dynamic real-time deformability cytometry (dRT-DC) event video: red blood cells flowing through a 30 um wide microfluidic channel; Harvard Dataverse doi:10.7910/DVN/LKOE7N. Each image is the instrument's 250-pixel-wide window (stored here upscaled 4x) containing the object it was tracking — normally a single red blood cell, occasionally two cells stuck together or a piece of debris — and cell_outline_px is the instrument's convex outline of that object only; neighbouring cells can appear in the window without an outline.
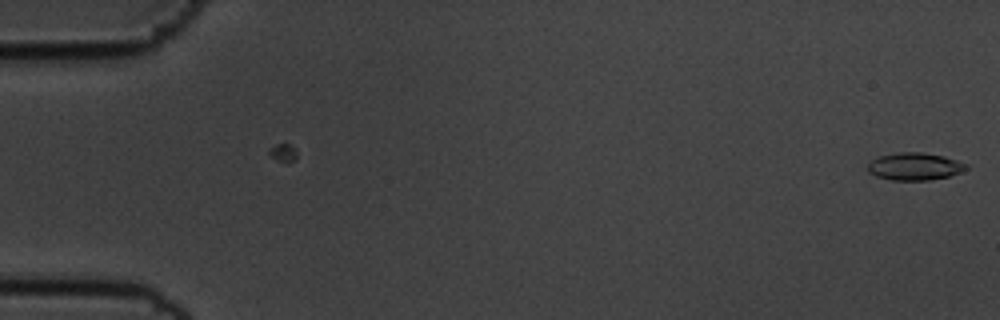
{"species": "common noctule bat (a hibernating species)", "species_latin": "Nyctalus noctula", "temperature_condition": "cold", "stored_images_in_passage": 6, "camera_frame_rate_fps": 3000, "um_per_image_px": 0.085, "animal": {"sex": "male", "body_mass_g": 19.5, "forearm_length_mm": 54.6}, "frame": {"image": 1, "passage_image": 6, "time_ms": 1.667, "image_size_px": [1000, 320], "cell_outline_px": [[968, 168], [960, 172], [948, 176], [928, 180], [892, 180], [876, 176], [868, 172], [868, 164], [872, 160], [880, 156], [896, 152], [924, 152], [944, 156], [968, 164]], "centroid_in_image_um": [77.74, 14.14], "position_along_channel_um": 7.3, "area_um2": 15.72}}